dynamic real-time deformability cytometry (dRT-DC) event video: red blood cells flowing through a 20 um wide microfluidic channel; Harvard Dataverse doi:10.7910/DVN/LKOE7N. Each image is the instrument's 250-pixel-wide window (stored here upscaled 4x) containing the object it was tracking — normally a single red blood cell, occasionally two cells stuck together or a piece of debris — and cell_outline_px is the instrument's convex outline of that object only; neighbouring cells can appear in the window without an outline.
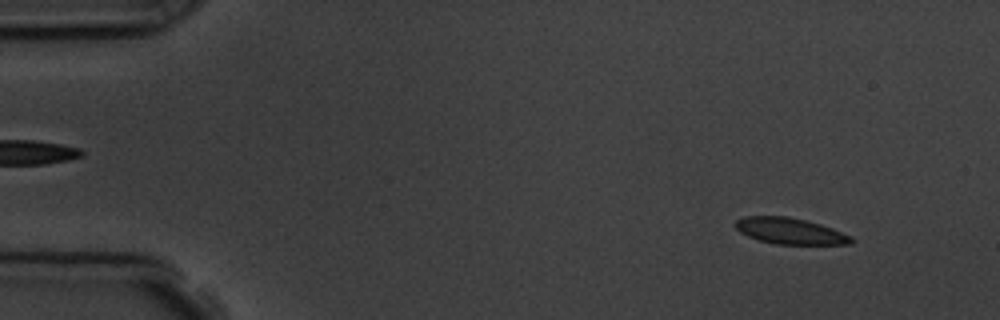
{"species": "common noctule bat (a hibernating species)", "species_latin": "Nyctalus noctula", "temperature_condition": "room temperature", "stored_images_in_passage": 4, "camera_frame_rate_fps": 3000, "um_per_image_px": 0.085, "animal": {"sex": "male", "body_mass_g": 19.5, "forearm_length_mm": 54.6}, "frame": {"image": 1, "passage_image": 1, "time_ms": 0.0, "image_size_px": [1000, 320], "cell_outline_px": [[856, 240], [852, 244], [776, 244], [760, 240], [748, 236], [740, 232], [736, 228], [736, 220], [744, 216], [788, 216], [820, 224], [832, 228], [852, 236]], "centroid_in_image_um": [67.19, 19.64], "position_along_channel_um": 17.8, "area_um2": 17.63}}